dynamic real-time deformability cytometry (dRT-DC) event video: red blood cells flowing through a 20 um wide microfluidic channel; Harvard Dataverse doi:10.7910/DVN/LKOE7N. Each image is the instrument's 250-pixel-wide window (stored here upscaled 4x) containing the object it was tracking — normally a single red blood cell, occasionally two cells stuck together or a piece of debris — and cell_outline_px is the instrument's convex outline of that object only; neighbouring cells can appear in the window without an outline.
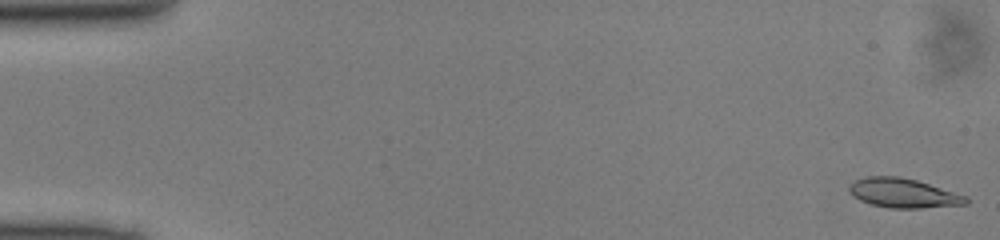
{"species": "common noctule bat (a hibernating species)", "species_latin": "Nyctalus noctula", "temperature_condition": "cold", "stored_images_in_passage": 49, "camera_frame_rate_fps": 3000, "um_per_image_px": 0.085, "animal": {"sex": "male", "body_mass_g": 13.0, "forearm_length_mm": 53.1}, "frame": {"image": 1, "passage_image": 1, "time_ms": 0.0, "image_size_px": [1000, 240], "cell_outline_px": [[968, 204], [920, 208], [892, 208], [872, 204], [860, 200], [848, 188], [848, 184], [856, 180], [868, 176], [900, 176], [916, 180], [968, 196]], "centroid_in_image_um": [76.81, 16.41], "position_along_channel_um": 8.2, "area_um2": 19.77}}
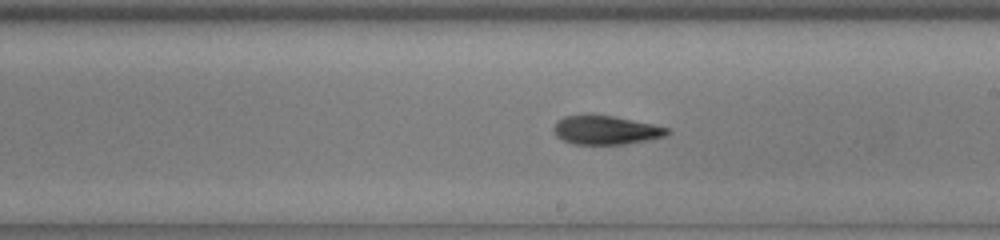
{"frame": {"image": 2, "passage_image": 28, "time_ms": 9.0, "image_size_px": [1000, 240], "cell_outline_px": [[672, 132], [668, 136], [624, 144], [572, 144], [556, 136], [552, 128], [556, 120], [564, 116], [612, 116], [652, 124], [668, 128]], "centroid_in_image_um": [51.49, 11.07], "position_along_channel_um": 237.5, "area_um2": 18.84}}
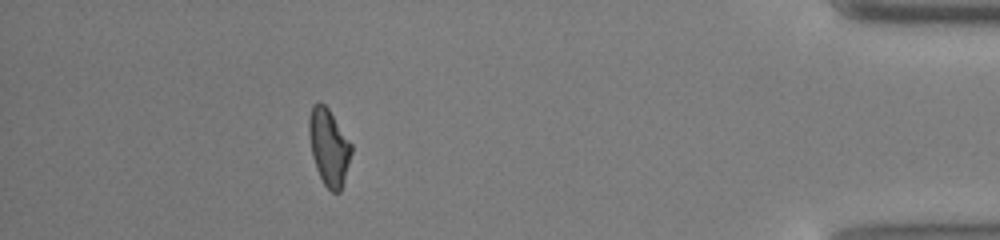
{"frame": {"image": 3, "passage_image": 44, "time_ms": 14.333, "image_size_px": [1000, 240], "cell_outline_px": [[352, 152], [344, 180], [340, 192], [332, 192], [324, 184], [316, 168], [312, 156], [308, 136], [308, 116], [312, 104], [320, 100], [328, 108], [352, 144]], "centroid_in_image_um": [27.93, 12.45], "position_along_channel_um": 407.3, "area_um2": 19.07}}